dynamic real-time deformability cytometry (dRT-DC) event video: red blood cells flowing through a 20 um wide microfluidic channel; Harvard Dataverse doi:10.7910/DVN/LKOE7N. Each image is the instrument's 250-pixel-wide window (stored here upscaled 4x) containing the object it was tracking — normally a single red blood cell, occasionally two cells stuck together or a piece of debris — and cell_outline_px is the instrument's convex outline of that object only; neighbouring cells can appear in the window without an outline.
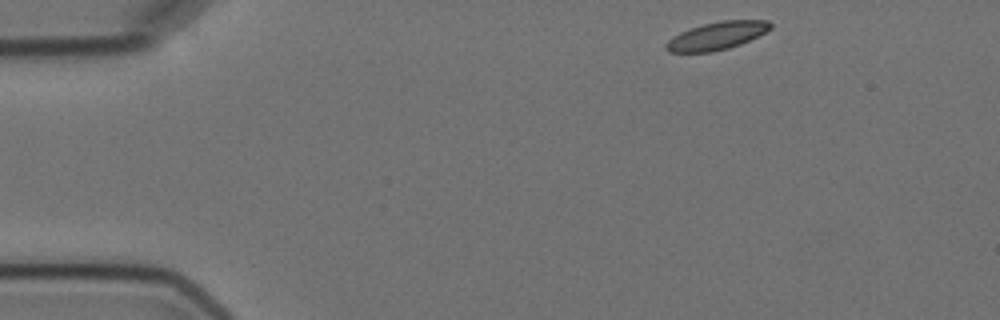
{"species": "Egyptian fruit bat (a non-hibernating species)", "species_latin": "Rousettus aegyptiacus", "temperature_condition": "cold", "stored_images_in_passage": 9, "camera_frame_rate_fps": 3000, "um_per_image_px": 0.085, "animal": {"sex": "female"}, "frame": {"image": 1, "passage_image": 1, "time_ms": 0.0, "image_size_px": [1000, 320], "cell_outline_px": [[772, 28], [740, 44], [728, 48], [712, 52], [668, 52], [664, 48], [664, 44], [668, 40], [680, 32], [704, 24], [720, 20], [768, 20], [772, 24]], "centroid_in_image_um": [60.91, 3.04], "position_along_channel_um": 24.1, "area_um2": 16.76}}
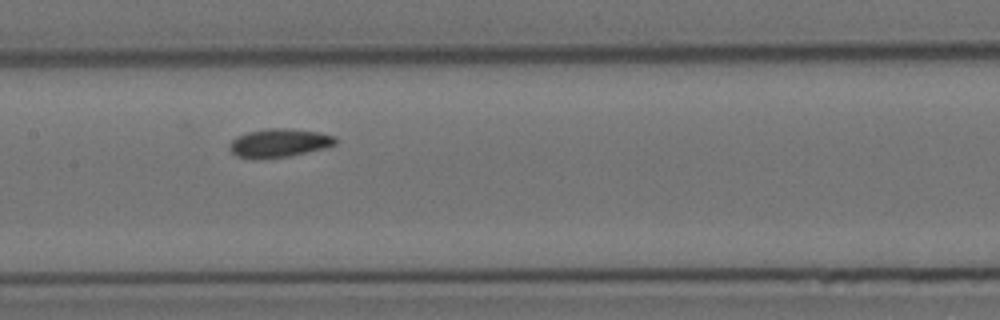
{"frame": {"image": 2, "passage_image": 6, "time_ms": 6.667, "image_size_px": [1000, 320], "cell_outline_px": [[336, 144], [324, 148], [288, 156], [256, 160], [252, 160], [236, 156], [228, 148], [228, 144], [236, 136], [248, 132], [264, 128], [284, 128], [320, 132], [336, 136]], "centroid_in_image_um": [23.67, 12.16], "position_along_channel_um": 183.7, "area_um2": 17.86}}
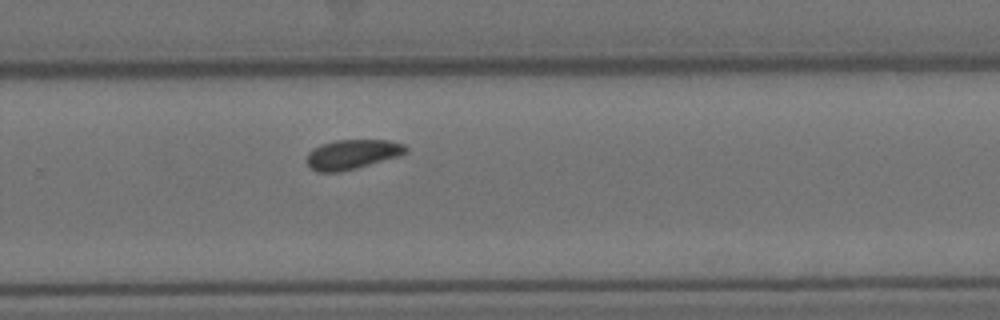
{"frame": {"image": 3, "passage_image": 9, "time_ms": 10.0, "image_size_px": [1000, 320], "cell_outline_px": [[408, 152], [396, 156], [356, 168], [340, 172], [316, 172], [308, 168], [308, 152], [312, 148], [320, 144], [336, 140], [388, 140], [404, 144], [408, 148]], "centroid_in_image_um": [29.9, 13.11], "position_along_channel_um": 299.9, "area_um2": 17.05}}